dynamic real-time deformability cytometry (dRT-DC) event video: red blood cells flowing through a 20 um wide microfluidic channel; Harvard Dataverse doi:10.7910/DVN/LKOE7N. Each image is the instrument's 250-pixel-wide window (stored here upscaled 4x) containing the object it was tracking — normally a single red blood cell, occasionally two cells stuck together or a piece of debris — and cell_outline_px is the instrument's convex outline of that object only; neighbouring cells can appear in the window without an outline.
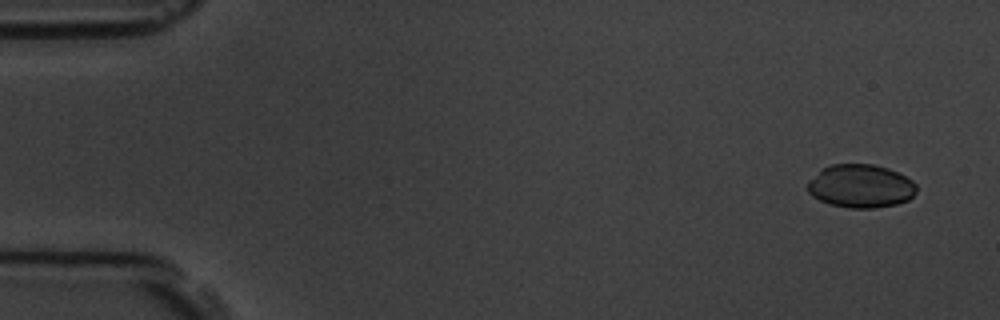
{"species": "common noctule bat (a hibernating species)", "species_latin": "Nyctalus noctula", "temperature_condition": "room temperature", "stored_images_in_passage": 7, "camera_frame_rate_fps": 3000, "um_per_image_px": 0.085, "animal": {"sex": "male", "body_mass_g": 19.5, "forearm_length_mm": 54.6}, "frame": {"image": 1, "passage_image": 1, "time_ms": 0.0, "image_size_px": [1000, 320], "cell_outline_px": [[916, 192], [908, 200], [896, 204], [872, 208], [848, 208], [828, 204], [812, 196], [808, 192], [808, 180], [820, 168], [832, 164], [872, 164], [888, 168], [912, 180], [916, 184]], "centroid_in_image_um": [73.12, 15.81], "position_along_channel_um": 11.9, "area_um2": 27.63}}
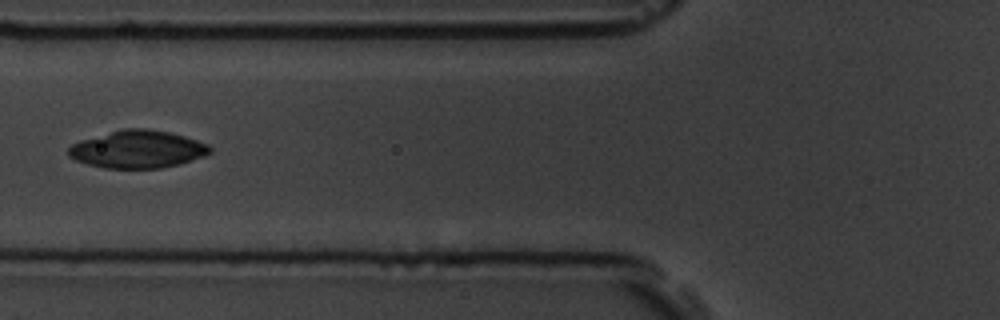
{"frame": {"image": 2, "passage_image": 6, "time_ms": 6.0, "image_size_px": [1000, 320], "cell_outline_px": [[212, 152], [204, 156], [176, 164], [160, 168], [104, 168], [88, 164], [76, 160], [68, 156], [68, 148], [72, 144], [80, 140], [124, 128], [148, 128], [168, 132], [184, 136], [208, 144], [212, 148]], "centroid_in_image_um": [11.68, 12.68], "position_along_channel_um": 114.1, "area_um2": 30.81}}
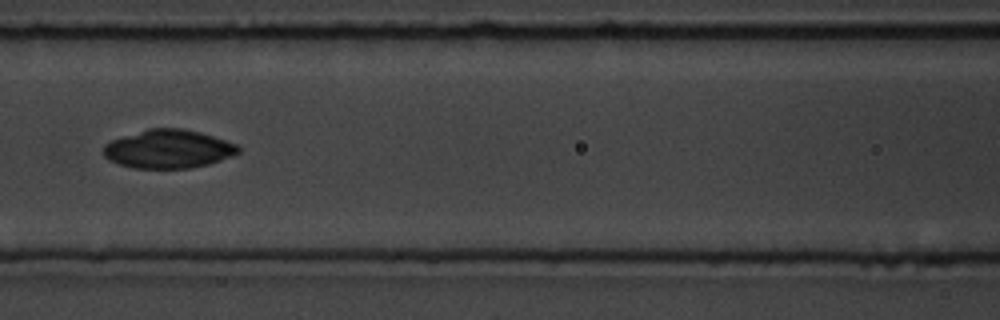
{"frame": {"image": 3, "passage_image": 7, "time_ms": 7.0, "image_size_px": [1000, 320], "cell_outline_px": [[240, 152], [232, 156], [208, 164], [188, 168], [132, 168], [108, 160], [104, 156], [104, 144], [112, 140], [148, 128], [184, 128], [200, 132], [236, 144], [240, 148]], "centroid_in_image_um": [14.3, 12.66], "position_along_channel_um": 152.3, "area_um2": 30.11}}